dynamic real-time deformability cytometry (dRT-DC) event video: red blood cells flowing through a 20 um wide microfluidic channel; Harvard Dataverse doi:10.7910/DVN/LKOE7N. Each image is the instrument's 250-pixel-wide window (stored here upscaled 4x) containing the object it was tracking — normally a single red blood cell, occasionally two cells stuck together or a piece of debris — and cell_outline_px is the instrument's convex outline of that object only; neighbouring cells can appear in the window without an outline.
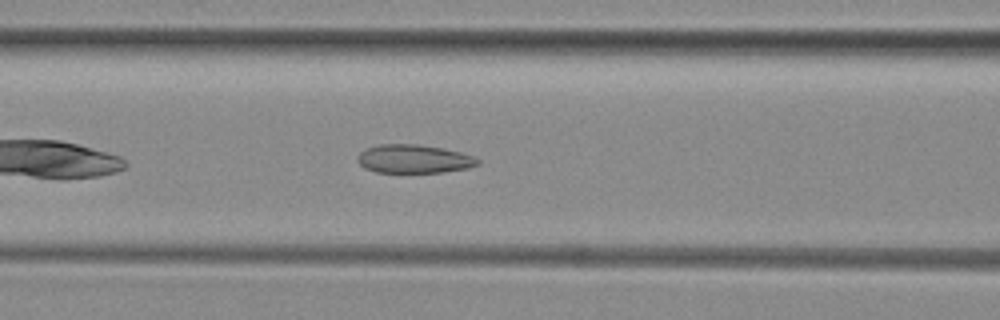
{"species": "common noctule bat (a hibernating species)", "species_latin": "Nyctalus noctula", "temperature_condition": "room temperature", "stored_images_in_passage": 34, "camera_frame_rate_fps": 3000, "um_per_image_px": 0.085, "animal": {"sex": "female", "body_mass_g": 29.2, "forearm_length_mm": 56.3}, "frame": {"image": 1, "passage_image": 8, "time_ms": 2.333, "image_size_px": [1000, 320], "cell_outline_px": [[480, 164], [468, 168], [444, 172], [376, 172], [364, 168], [356, 160], [356, 156], [360, 152], [368, 148], [380, 144], [420, 144], [444, 148], [476, 156], [480, 160]], "centroid_in_image_um": [35.2, 13.5], "position_along_channel_um": 131.4, "area_um2": 20.17}}
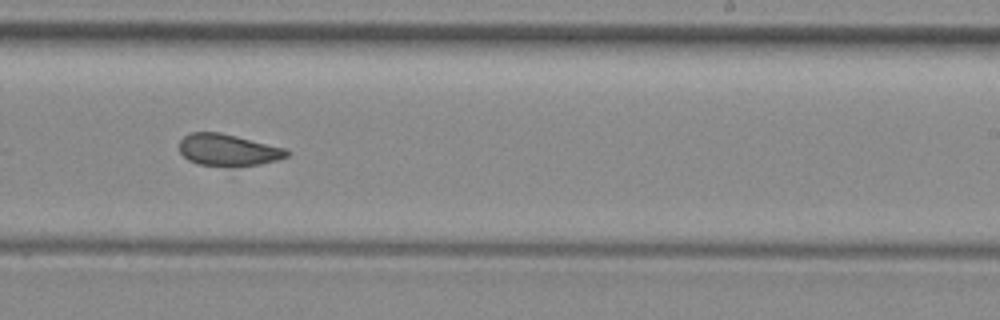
{"frame": {"image": 2, "passage_image": 18, "time_ms": 5.667, "image_size_px": [1000, 320], "cell_outline_px": [[292, 152], [288, 156], [276, 160], [260, 164], [228, 168], [200, 164], [188, 160], [180, 152], [180, 140], [184, 136], [192, 132], [220, 132], [288, 148]], "centroid_in_image_um": [19.43, 12.76], "position_along_channel_um": 269.6, "area_um2": 20.35}}
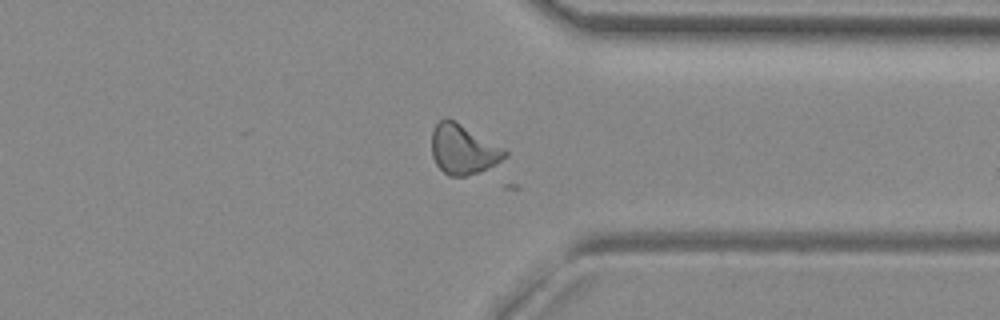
{"frame": {"image": 3, "passage_image": 26, "time_ms": 8.333, "image_size_px": [1000, 320], "cell_outline_px": [[508, 156], [496, 164], [480, 172], [464, 176], [448, 176], [436, 164], [432, 156], [432, 132], [436, 124], [444, 116], [456, 120], [504, 148], [508, 152]], "centroid_in_image_um": [39.37, 12.68], "position_along_channel_um": 372.0, "area_um2": 21.44}}